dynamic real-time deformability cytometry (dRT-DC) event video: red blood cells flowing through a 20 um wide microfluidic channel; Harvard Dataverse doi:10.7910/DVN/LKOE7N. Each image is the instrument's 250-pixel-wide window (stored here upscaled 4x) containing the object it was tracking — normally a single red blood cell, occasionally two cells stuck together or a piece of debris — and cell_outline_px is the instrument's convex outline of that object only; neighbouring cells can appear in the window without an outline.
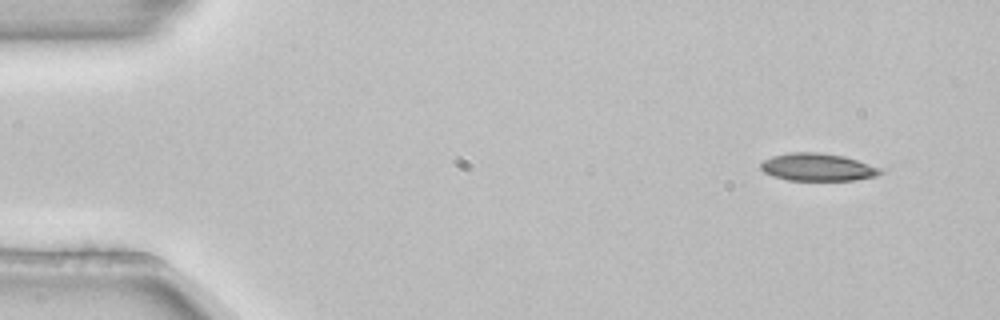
{"species": "common noctule bat (a hibernating species)", "species_latin": "Nyctalus noctula", "temperature_condition": "room temperature", "stored_images_in_passage": 3, "camera_frame_rate_fps": 3000, "um_per_image_px": 0.085, "animal": {"sex": "female", "body_mass_g": 22.7, "forearm_length_mm": 54.2}, "frame": {"image": 1, "passage_image": 1, "time_ms": 0.0, "image_size_px": [1000, 320], "cell_outline_px": [[884, 172], [876, 176], [852, 180], [788, 180], [772, 176], [764, 172], [760, 168], [760, 164], [764, 160], [772, 156], [788, 152], [820, 152], [844, 156], [880, 168]], "centroid_in_image_um": [69.46, 14.2], "position_along_channel_um": 15.5, "area_um2": 19.19}}
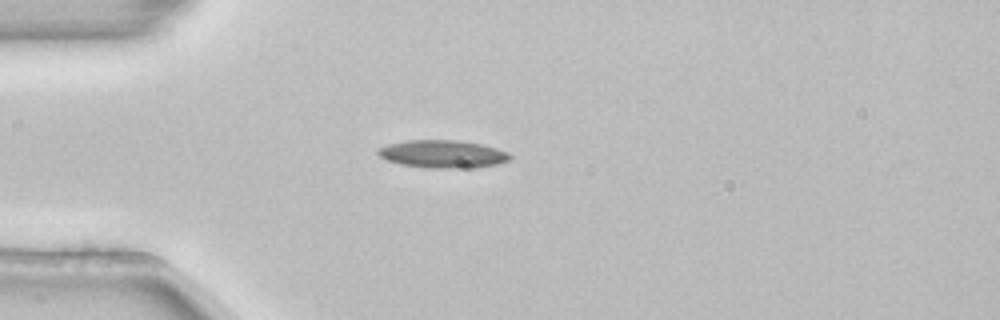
{"frame": {"image": 2, "passage_image": 3, "time_ms": 0.667, "image_size_px": [1000, 320], "cell_outline_px": [[512, 156], [508, 160], [496, 164], [472, 168], [424, 168], [404, 164], [388, 160], [380, 156], [376, 152], [380, 148], [388, 144], [408, 140], [456, 140], [480, 144], [496, 148], [508, 152]], "centroid_in_image_um": [37.64, 13.09], "position_along_channel_um": 47.4, "area_um2": 21.15}}